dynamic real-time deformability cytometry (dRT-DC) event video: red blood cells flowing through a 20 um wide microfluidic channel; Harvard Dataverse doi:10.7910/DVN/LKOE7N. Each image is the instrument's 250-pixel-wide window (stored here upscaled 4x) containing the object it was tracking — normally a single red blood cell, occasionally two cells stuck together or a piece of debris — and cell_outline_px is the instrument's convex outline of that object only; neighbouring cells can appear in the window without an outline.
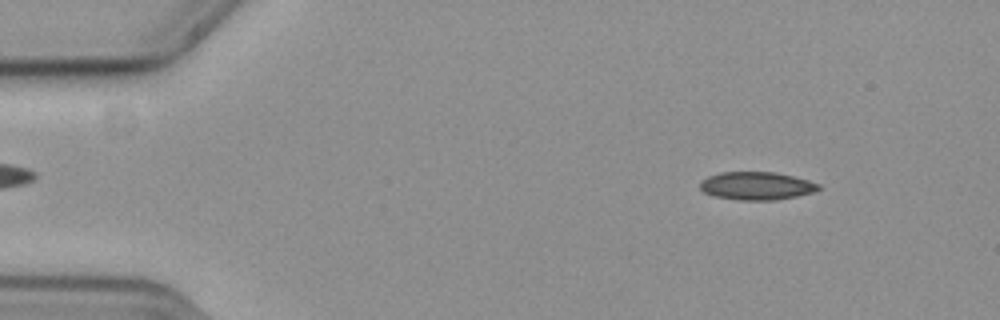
{"species": "common noctule bat (a hibernating species)", "species_latin": "Nyctalus noctula", "temperature_condition": "cold", "stored_images_in_passage": 15, "camera_frame_rate_fps": 3000, "um_per_image_px": 0.085, "animal": {"sex": "female", "body_mass_g": 19.3, "forearm_length_mm": 54.1}, "frame": {"image": 1, "passage_image": 4, "time_ms": 1.0, "image_size_px": [1000, 320], "cell_outline_px": [[820, 188], [812, 192], [796, 196], [772, 200], [740, 200], [716, 196], [704, 192], [700, 188], [700, 184], [708, 176], [720, 172], [776, 172], [808, 180], [820, 184]], "centroid_in_image_um": [64.31, 15.79], "position_along_channel_um": 20.7, "area_um2": 19.07}}